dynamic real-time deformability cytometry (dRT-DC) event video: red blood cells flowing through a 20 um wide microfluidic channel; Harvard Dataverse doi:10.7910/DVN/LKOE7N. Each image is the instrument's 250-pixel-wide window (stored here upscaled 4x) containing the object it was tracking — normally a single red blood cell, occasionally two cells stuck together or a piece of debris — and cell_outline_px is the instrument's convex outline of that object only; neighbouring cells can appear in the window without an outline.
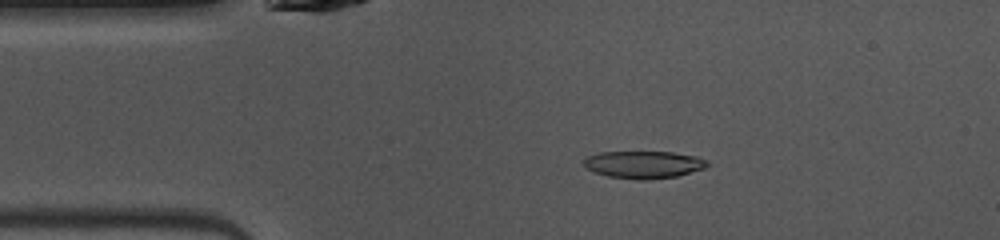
{"species": "common noctule bat (a hibernating species)", "species_latin": "Nyctalus noctula", "temperature_condition": "warm", "stored_images_in_passage": 47, "camera_frame_rate_fps": 3000, "um_per_image_px": 0.085, "animal": {"sex": "female", "body_mass_g": 10.0, "forearm_length_mm": 53.1}, "frame": {"image": 1, "passage_image": 8, "time_ms": 2.333, "image_size_px": [1000, 240], "cell_outline_px": [[708, 164], [704, 168], [676, 176], [644, 180], [640, 180], [608, 176], [596, 172], [588, 168], [584, 164], [584, 160], [588, 156], [600, 152], [672, 152], [696, 156], [708, 160]], "centroid_in_image_um": [54.73, 13.98], "position_along_channel_um": 30.3, "area_um2": 19.42}}
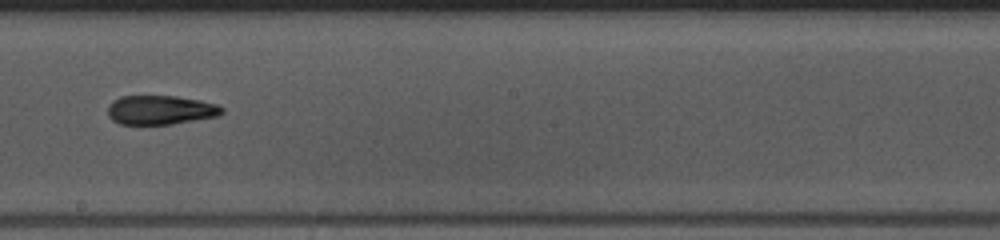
{"frame": {"image": 2, "passage_image": 25, "time_ms": 8.0, "image_size_px": [1000, 240], "cell_outline_px": [[224, 112], [220, 116], [172, 124], [120, 124], [112, 120], [108, 116], [108, 104], [112, 100], [120, 96], [176, 96], [200, 100], [216, 104], [224, 108]], "centroid_in_image_um": [13.64, 9.34], "position_along_channel_um": 234.6, "area_um2": 19.59}}
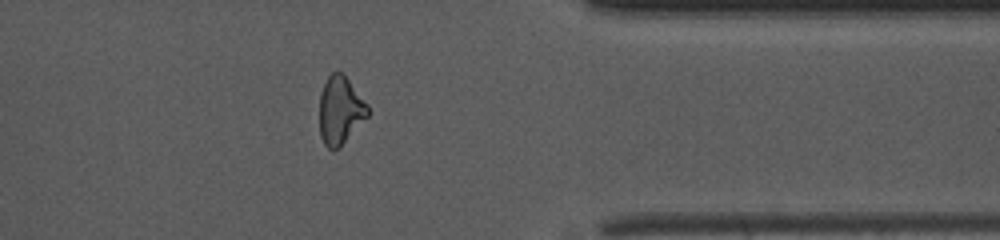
{"frame": {"image": 3, "passage_image": 37, "time_ms": 12.0, "image_size_px": [1000, 240], "cell_outline_px": [[368, 116], [340, 148], [332, 152], [324, 144], [320, 136], [320, 92], [328, 76], [332, 72], [344, 72], [368, 104]], "centroid_in_image_um": [28.93, 9.38], "position_along_channel_um": 382.5, "area_um2": 19.48}, "authors_computed_cell_mechanics": {"area_um2": 19.652, "velocity_mm_per_s": 4.0847, "shape_relaxation_time_tau1_ms": null, "shape_relaxation_time_tau2_ms": 4.6846, "deformation_change_tau1": null, "deformation_change_tau2": 0.131}}